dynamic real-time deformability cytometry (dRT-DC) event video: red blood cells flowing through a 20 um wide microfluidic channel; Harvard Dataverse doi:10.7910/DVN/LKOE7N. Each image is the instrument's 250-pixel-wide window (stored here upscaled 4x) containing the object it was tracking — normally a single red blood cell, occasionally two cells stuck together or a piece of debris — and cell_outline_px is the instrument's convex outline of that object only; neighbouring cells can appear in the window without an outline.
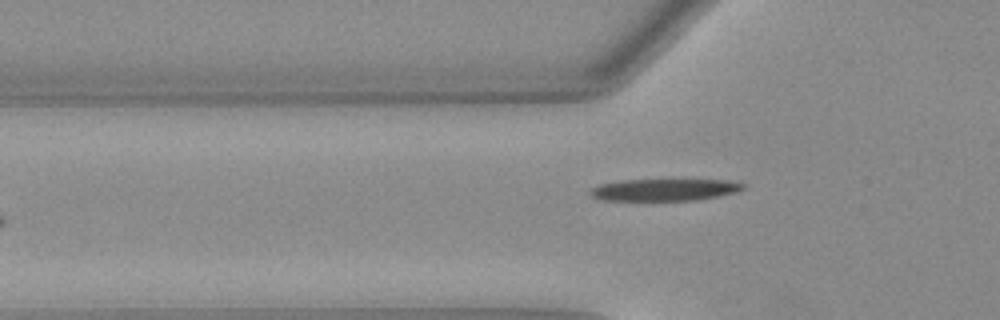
{"species": "Egyptian fruit bat (a non-hibernating species)", "species_latin": "Rousettus aegyptiacus", "temperature_condition": "warm", "stored_images_in_passage": 32, "camera_frame_rate_fps": 3000, "um_per_image_px": 0.085, "animal": {"sex": "female"}, "frame": {"image": 1, "passage_image": 2, "time_ms": 0.333, "image_size_px": [1000, 320], "cell_outline_px": [[748, 184], [744, 188], [736, 192], [716, 196], [692, 200], [600, 200], [592, 196], [588, 192], [596, 184], [620, 180], [668, 176], [728, 180]], "centroid_in_image_um": [56.48, 16.05], "position_along_channel_um": 69.3, "area_um2": 21.1}}
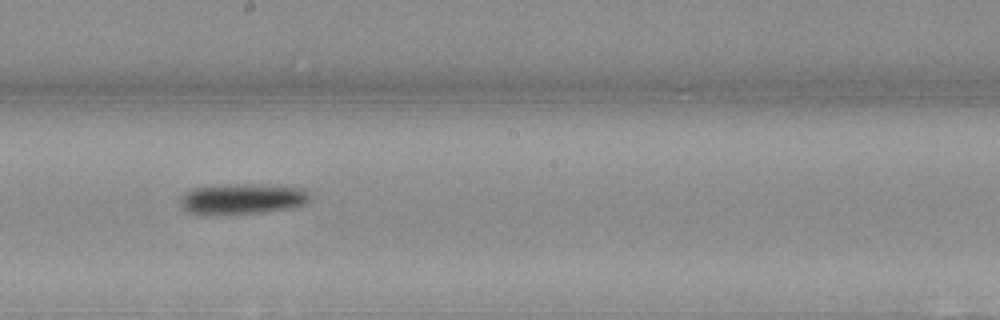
{"frame": {"image": 2, "passage_image": 14, "time_ms": 4.333, "image_size_px": [1000, 320], "cell_outline_px": [[312, 196], [304, 204], [292, 208], [260, 212], [208, 216], [188, 212], [180, 204], [180, 200], [192, 188], [216, 184], [276, 184], [308, 188], [312, 192]], "centroid_in_image_um": [20.67, 16.89], "position_along_channel_um": 227.5, "area_um2": 23.99}}
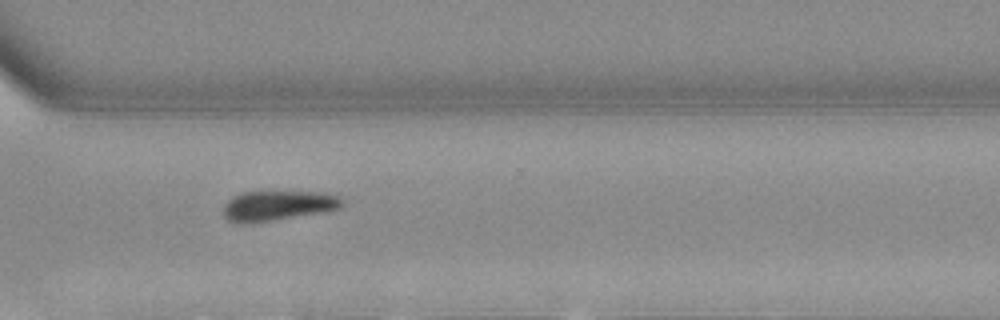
{"frame": {"image": 3, "passage_image": 23, "time_ms": 7.333, "image_size_px": [1000, 320], "cell_outline_px": [[344, 204], [340, 208], [328, 212], [244, 224], [240, 224], [228, 220], [224, 216], [224, 204], [228, 200], [244, 192], [324, 192], [340, 196]], "centroid_in_image_um": [23.67, 17.49], "position_along_channel_um": 346.9, "area_um2": 20.81}, "authors_computed_cell_mechanics": {"area_um2": 21.2415, "velocity_mm_per_s": 3.9726, "shape_relaxation_time_tau1_ms": 3.7525, "shape_relaxation_time_tau2_ms": null, "deformation_change_tau1": 0.1444, "deformation_change_tau2": null}}